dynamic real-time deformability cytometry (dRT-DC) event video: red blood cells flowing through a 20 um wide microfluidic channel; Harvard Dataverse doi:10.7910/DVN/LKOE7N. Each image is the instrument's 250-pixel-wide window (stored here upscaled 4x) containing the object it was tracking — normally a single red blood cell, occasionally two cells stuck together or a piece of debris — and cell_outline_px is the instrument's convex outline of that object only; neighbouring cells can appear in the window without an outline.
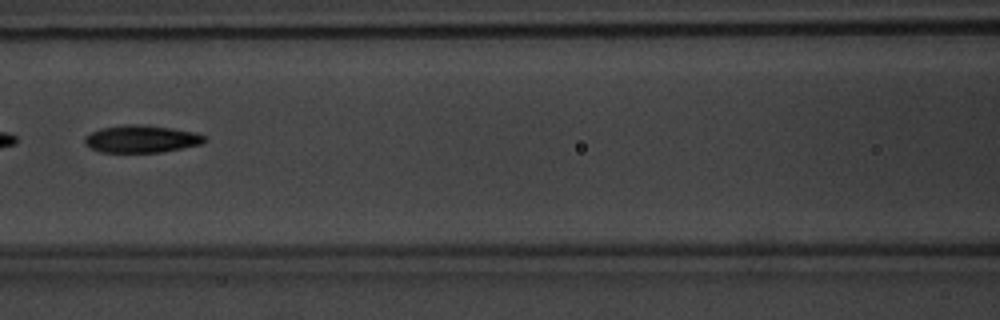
{"species": "common noctule bat (a hibernating species)", "species_latin": "Nyctalus noctula", "temperature_condition": "warm", "stored_images_in_passage": 9, "camera_frame_rate_fps": 3000, "um_per_image_px": 0.085, "animal": {"sex": "male", "body_mass_g": 20.1, "forearm_length_mm": 53.5}, "frame": {"image": 1, "passage_image": 8, "time_ms": 7.333, "image_size_px": [1000, 320], "cell_outline_px": [[208, 140], [204, 144], [184, 148], [160, 152], [100, 152], [84, 144], [84, 136], [92, 132], [104, 128], [124, 124], [140, 124], [172, 128], [196, 132], [204, 136]], "centroid_in_image_um": [12.06, 11.81], "position_along_channel_um": 154.5, "area_um2": 19.25}}
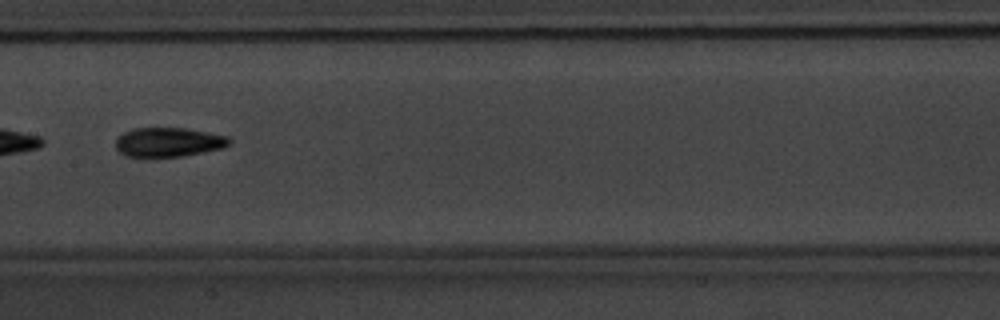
{"frame": {"image": 2, "passage_image": 9, "time_ms": 8.333, "image_size_px": [1000, 320], "cell_outline_px": [[232, 144], [224, 148], [204, 152], [180, 156], [148, 160], [124, 156], [116, 148], [116, 140], [124, 132], [132, 128], [184, 128], [208, 132], [228, 136], [232, 140]], "centroid_in_image_um": [14.31, 12.13], "position_along_channel_um": 193.1, "area_um2": 20.17}}